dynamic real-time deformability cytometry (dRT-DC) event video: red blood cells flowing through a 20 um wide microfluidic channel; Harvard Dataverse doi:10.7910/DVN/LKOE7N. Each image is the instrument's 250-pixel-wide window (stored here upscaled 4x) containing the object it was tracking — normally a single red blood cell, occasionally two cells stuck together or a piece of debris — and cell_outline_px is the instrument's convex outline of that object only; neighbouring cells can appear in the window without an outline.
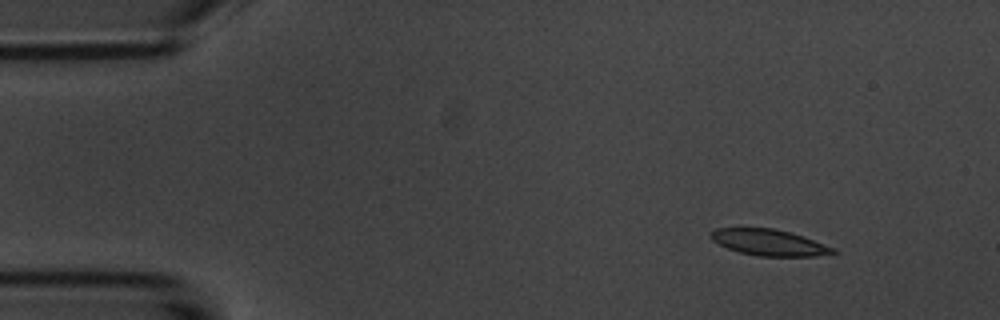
{"species": "common noctule bat (a hibernating species)", "species_latin": "Nyctalus noctula", "temperature_condition": "room temperature", "stored_images_in_passage": 3, "camera_frame_rate_fps": 3000, "um_per_image_px": 0.085, "animal": {"sex": "male", "body_mass_g": 20.1, "forearm_length_mm": 53.5}, "frame": {"image": 1, "passage_image": 3, "time_ms": 3.0, "image_size_px": [1000, 320], "cell_outline_px": [[836, 252], [816, 256], [756, 256], [740, 252], [728, 248], [712, 240], [708, 236], [708, 232], [716, 228], [772, 228], [804, 236], [832, 248]], "centroid_in_image_um": [65.28, 20.6], "position_along_channel_um": 19.7, "area_um2": 18.44}}